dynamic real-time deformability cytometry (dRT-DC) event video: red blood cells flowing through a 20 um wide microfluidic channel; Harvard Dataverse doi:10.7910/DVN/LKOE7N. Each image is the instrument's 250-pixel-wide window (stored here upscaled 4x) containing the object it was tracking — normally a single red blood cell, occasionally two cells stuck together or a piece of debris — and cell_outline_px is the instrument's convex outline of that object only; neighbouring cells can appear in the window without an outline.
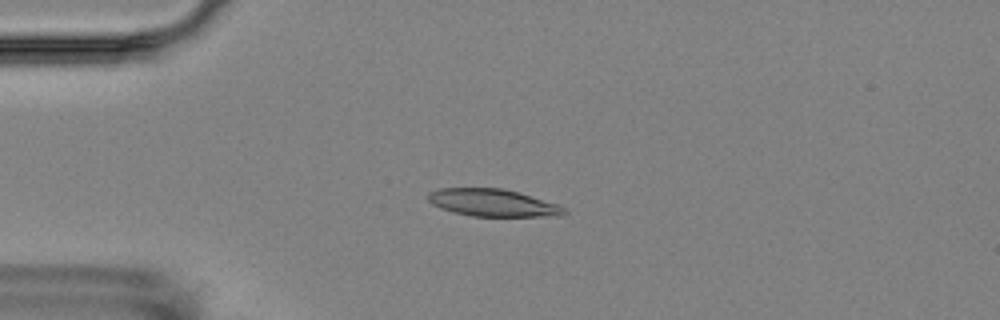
{"species": "Egyptian fruit bat (a non-hibernating species)", "species_latin": "Rousettus aegyptiacus", "temperature_condition": "room temperature", "stored_images_in_passage": 8, "camera_frame_rate_fps": 3000, "um_per_image_px": 0.085, "animal": {"sex": "female"}, "frame": {"image": 1, "passage_image": 4, "time_ms": 4.333, "image_size_px": [1000, 320], "cell_outline_px": [[568, 212], [564, 216], [472, 216], [452, 212], [440, 208], [432, 204], [428, 200], [428, 192], [440, 188], [500, 188], [516, 192], [556, 204], [564, 208]], "centroid_in_image_um": [41.85, 17.24], "position_along_channel_um": 43.2, "area_um2": 21.5}}
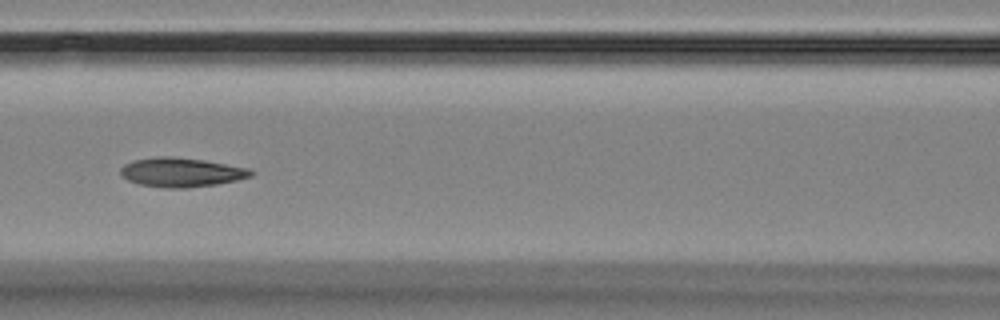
{"frame": {"image": 2, "passage_image": 7, "time_ms": 8.0, "image_size_px": [1000, 320], "cell_outline_px": [[256, 172], [252, 176], [236, 180], [216, 184], [188, 188], [164, 188], [140, 184], [128, 180], [120, 172], [120, 168], [124, 164], [132, 160], [156, 156], [172, 156], [204, 160], [248, 168]], "centroid_in_image_um": [15.41, 14.64], "position_along_channel_um": 151.2, "area_um2": 22.25}}
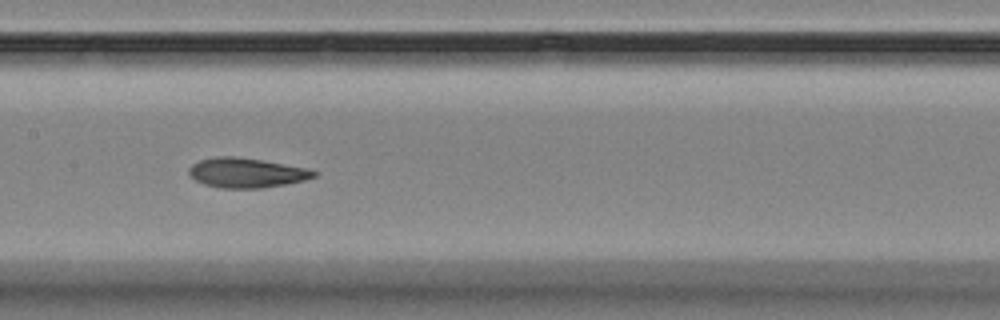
{"frame": {"image": 3, "passage_image": 8, "time_ms": 9.0, "image_size_px": [1000, 320], "cell_outline_px": [[316, 176], [304, 180], [264, 188], [220, 188], [204, 184], [196, 180], [188, 172], [188, 168], [192, 164], [200, 160], [216, 156], [236, 156], [308, 168], [316, 172]], "centroid_in_image_um": [20.92, 14.68], "position_along_channel_um": 186.5, "area_um2": 21.5}}